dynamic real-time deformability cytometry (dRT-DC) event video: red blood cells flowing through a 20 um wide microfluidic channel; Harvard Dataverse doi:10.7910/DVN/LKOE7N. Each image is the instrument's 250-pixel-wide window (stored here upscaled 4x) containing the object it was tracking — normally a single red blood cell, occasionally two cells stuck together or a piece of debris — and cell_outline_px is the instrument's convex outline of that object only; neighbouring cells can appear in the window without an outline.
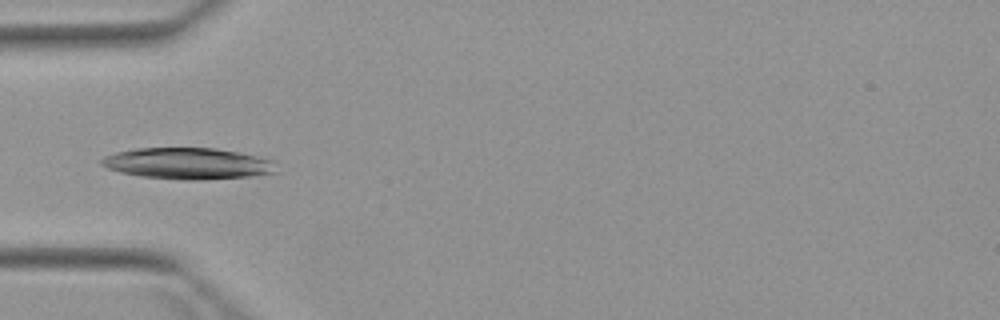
{"species": "Egyptian fruit bat (a non-hibernating species)", "species_latin": "Rousettus aegyptiacus", "temperature_condition": "warm", "stored_images_in_passage": 4, "camera_frame_rate_fps": 3000, "um_per_image_px": 0.085, "animal": {"sex": "female"}, "frame": {"image": 1, "passage_image": 4, "time_ms": 4.0, "image_size_px": [1000, 320], "cell_outline_px": [[280, 172], [252, 176], [204, 180], [184, 180], [140, 176], [120, 172], [108, 168], [100, 164], [100, 160], [104, 156], [116, 152], [136, 148], [216, 148], [276, 160]], "centroid_in_image_um": [16.03, 13.9], "position_along_channel_um": 69.0, "area_um2": 32.31}}